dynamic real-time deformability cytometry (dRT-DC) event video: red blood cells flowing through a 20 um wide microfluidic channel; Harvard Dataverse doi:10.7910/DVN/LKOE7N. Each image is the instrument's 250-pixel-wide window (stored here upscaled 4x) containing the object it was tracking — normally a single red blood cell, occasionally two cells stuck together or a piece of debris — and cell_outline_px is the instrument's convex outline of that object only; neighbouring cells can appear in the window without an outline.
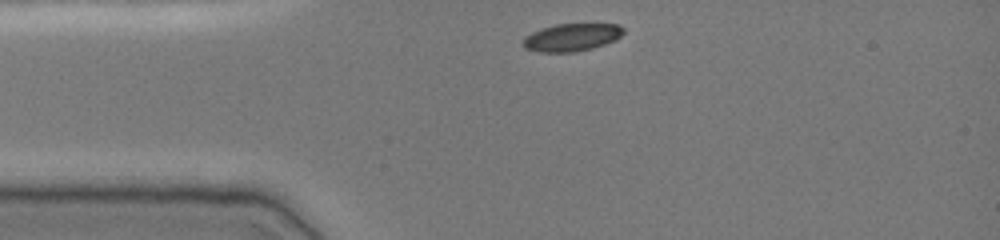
{"species": "common noctule bat (a hibernating species)", "species_latin": "Nyctalus noctula", "temperature_condition": "cold", "stored_images_in_passage": 32, "camera_frame_rate_fps": 3000, "um_per_image_px": 0.085, "animal": {"sex": "female", "body_mass_g": 19.0, "forearm_length_mm": 51.5}, "frame": {"image": 1, "passage_image": 1, "time_ms": 0.0, "image_size_px": [1000, 240], "cell_outline_px": [[624, 32], [616, 40], [592, 48], [576, 52], [540, 52], [524, 48], [520, 44], [524, 36], [540, 28], [556, 24], [620, 24], [624, 28]], "centroid_in_image_um": [48.56, 3.17], "position_along_channel_um": 36.4, "area_um2": 16.42}}
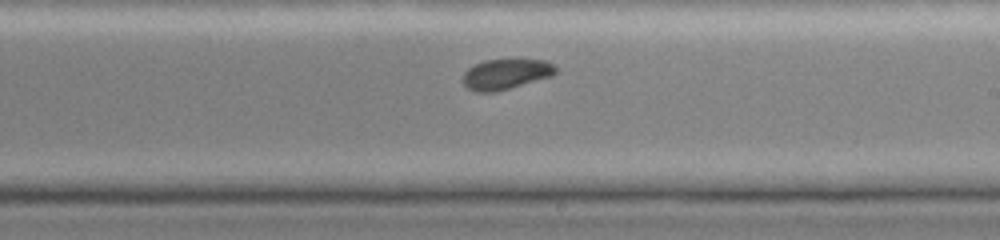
{"frame": {"image": 2, "passage_image": 19, "time_ms": 6.0, "image_size_px": [1000, 240], "cell_outline_px": [[556, 72], [552, 76], [496, 92], [476, 92], [468, 88], [460, 80], [464, 72], [468, 68], [484, 60], [512, 56], [516, 56], [544, 60], [552, 64], [556, 68]], "centroid_in_image_um": [42.99, 6.24], "position_along_channel_um": 246.0, "area_um2": 17.28}}
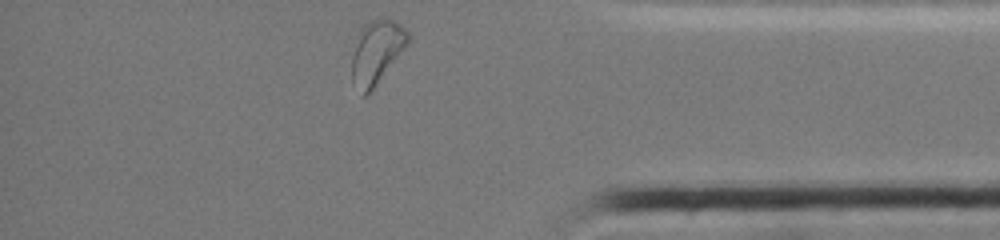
{"frame": {"image": 3, "passage_image": 32, "time_ms": 10.333, "image_size_px": [1000, 240], "cell_outline_px": [[412, 40], [372, 88], [364, 96], [360, 96], [352, 80], [352, 56], [356, 36], [360, 28], [368, 20], [380, 16], [396, 20], [412, 36]], "centroid_in_image_um": [32.02, 4.34], "position_along_channel_um": 403.2, "area_um2": 21.15}, "authors_computed_cell_mechanics": {"area_um2": 17.6868, "velocity_mm_per_s": 3.8802, "shape_relaxation_time_tau1_ms": 2.7339, "shape_relaxation_time_tau2_ms": null, "deformation_change_tau1": 0.0944, "deformation_change_tau2": null}}